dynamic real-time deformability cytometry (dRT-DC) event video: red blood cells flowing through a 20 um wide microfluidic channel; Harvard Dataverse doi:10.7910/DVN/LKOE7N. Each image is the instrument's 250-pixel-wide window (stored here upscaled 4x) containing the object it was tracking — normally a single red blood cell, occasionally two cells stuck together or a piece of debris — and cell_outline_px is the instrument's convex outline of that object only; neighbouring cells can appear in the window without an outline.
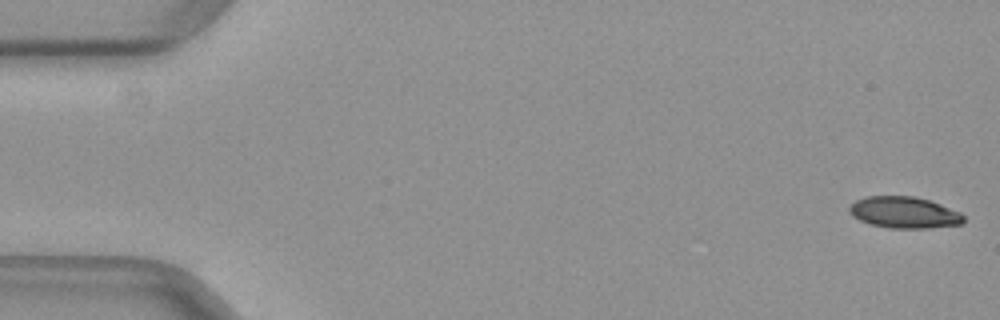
{"species": "common noctule bat (a hibernating species)", "species_latin": "Nyctalus noctula", "temperature_condition": "warm", "stored_images_in_passage": 15, "camera_frame_rate_fps": 3000, "um_per_image_px": 0.085, "animal": {"sex": "female", "body_mass_g": 29.2, "forearm_length_mm": 56.3}, "frame": {"image": 1, "passage_image": 1, "time_ms": 0.0, "image_size_px": [1000, 320], "cell_outline_px": [[964, 224], [928, 228], [888, 228], [872, 224], [860, 220], [852, 216], [848, 212], [848, 208], [856, 200], [864, 196], [916, 196], [940, 204], [960, 212], [964, 216]], "centroid_in_image_um": [76.85, 18.06], "position_along_channel_um": 8.1, "area_um2": 21.04}}
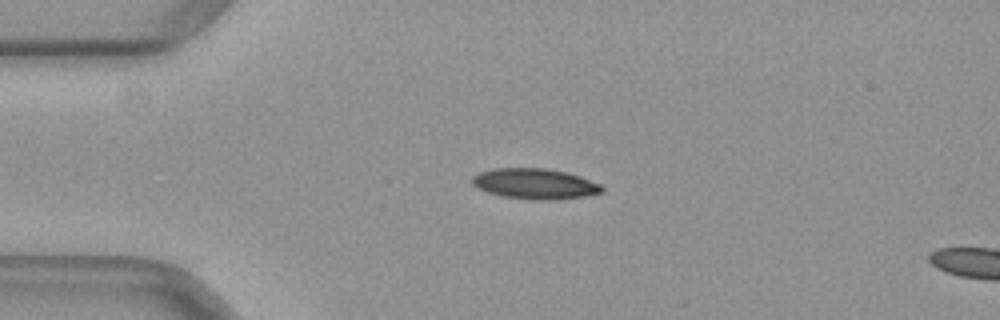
{"frame": {"image": 2, "passage_image": 12, "time_ms": 3.667, "image_size_px": [1000, 320], "cell_outline_px": [[604, 192], [584, 196], [556, 200], [528, 200], [504, 196], [488, 192], [476, 188], [472, 184], [472, 176], [480, 172], [492, 168], [544, 168], [568, 172], [580, 176], [600, 184], [604, 188]], "centroid_in_image_um": [45.47, 15.62], "position_along_channel_um": 39.5, "area_um2": 23.29}}